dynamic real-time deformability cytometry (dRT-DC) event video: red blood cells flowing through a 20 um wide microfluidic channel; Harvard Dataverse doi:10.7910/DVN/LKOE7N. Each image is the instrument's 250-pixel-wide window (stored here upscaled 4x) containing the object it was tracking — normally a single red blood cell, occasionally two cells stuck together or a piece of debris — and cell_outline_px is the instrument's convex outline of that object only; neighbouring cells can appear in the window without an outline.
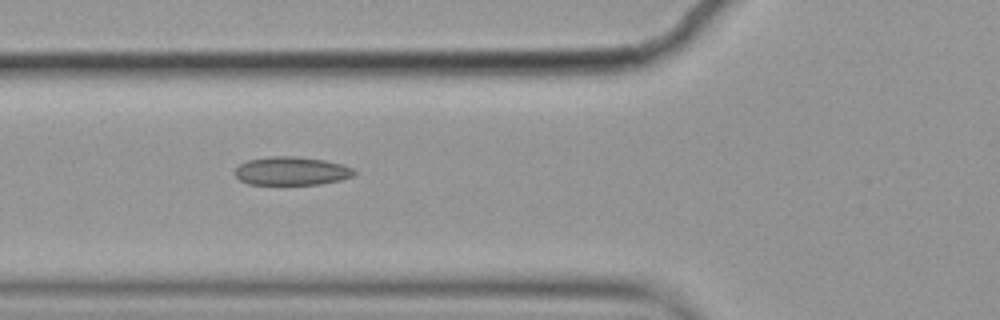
{"species": "common noctule bat (a hibernating species)", "species_latin": "Nyctalus noctula", "temperature_condition": "cold", "stored_images_in_passage": 6, "camera_frame_rate_fps": 3000, "um_per_image_px": 0.085, "animal": {"sex": "female", "body_mass_g": 19.9}, "frame": {"image": 1, "passage_image": 5, "time_ms": 1.333, "image_size_px": [1000, 320], "cell_outline_px": [[356, 172], [352, 176], [340, 180], [320, 184], [248, 184], [240, 180], [232, 172], [240, 164], [248, 160], [272, 156], [296, 156], [324, 160], [340, 164], [352, 168]], "centroid_in_image_um": [24.74, 14.53], "position_along_channel_um": 101.1, "area_um2": 19.65}}
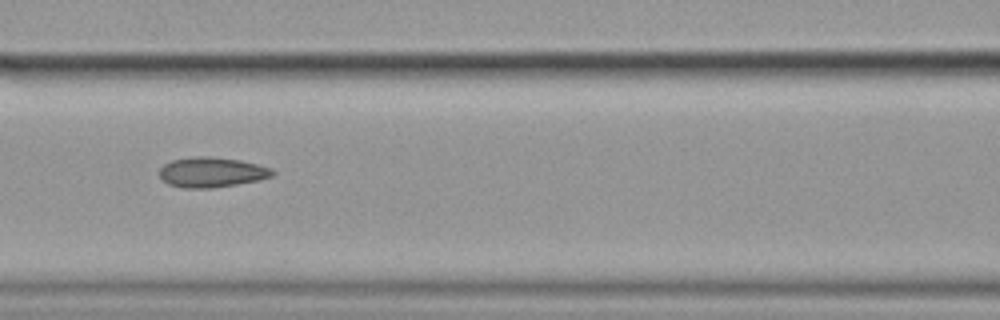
{"frame": {"image": 2, "passage_image": 6, "time_ms": 1.667, "image_size_px": [1000, 320], "cell_outline_px": [[276, 172], [272, 176], [260, 180], [212, 188], [184, 188], [168, 184], [160, 176], [160, 168], [164, 164], [172, 160], [196, 156], [208, 156], [240, 160], [272, 168]], "centroid_in_image_um": [18.01, 14.64], "position_along_channel_um": 148.6, "area_um2": 19.77}}